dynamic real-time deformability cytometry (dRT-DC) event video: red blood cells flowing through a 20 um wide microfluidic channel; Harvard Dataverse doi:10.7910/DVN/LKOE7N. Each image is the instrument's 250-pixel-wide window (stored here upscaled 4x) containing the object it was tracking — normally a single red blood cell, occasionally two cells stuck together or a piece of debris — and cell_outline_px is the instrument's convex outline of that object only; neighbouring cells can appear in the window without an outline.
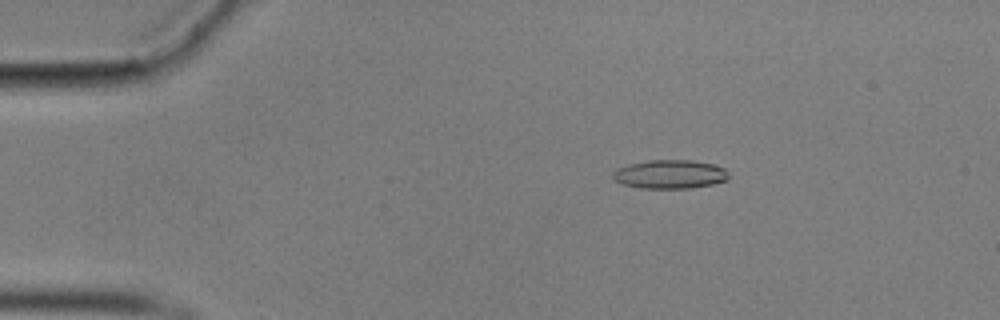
{"species": "common noctule bat (a hibernating species)", "species_latin": "Nyctalus noctula", "temperature_condition": "cold", "stored_images_in_passage": 57, "camera_frame_rate_fps": 3000, "um_per_image_px": 0.085, "animal": {"sex": "male", "body_mass_g": 17.9}, "frame": {"image": 1, "passage_image": 10, "time_ms": 3.0, "image_size_px": [1000, 320], "cell_outline_px": [[728, 180], [712, 184], [688, 188], [640, 188], [624, 184], [616, 180], [612, 176], [612, 172], [616, 168], [628, 164], [648, 160], [692, 160], [716, 164], [724, 168], [728, 172]], "centroid_in_image_um": [56.95, 14.8], "position_along_channel_um": 28.0, "area_um2": 19.48}}
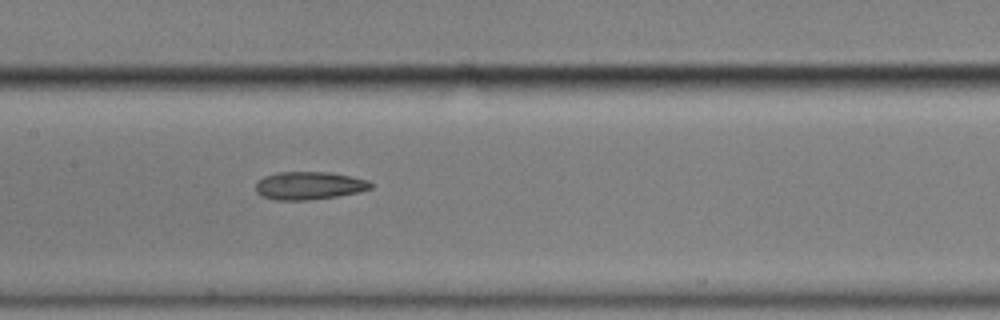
{"frame": {"image": 2, "passage_image": 28, "time_ms": 9.0, "image_size_px": [1000, 320], "cell_outline_px": [[372, 188], [360, 192], [336, 196], [308, 200], [276, 200], [260, 196], [256, 192], [256, 184], [264, 176], [276, 172], [328, 172], [352, 176], [368, 180], [372, 184]], "centroid_in_image_um": [26.27, 15.77], "position_along_channel_um": 181.1, "area_um2": 18.79}}
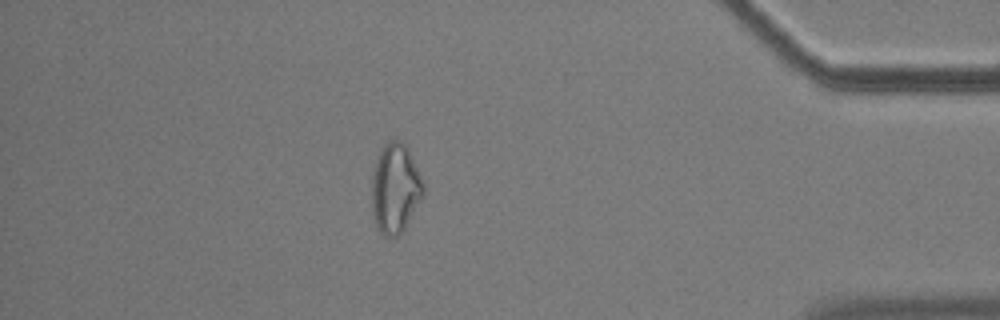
{"frame": {"image": 3, "passage_image": 50, "time_ms": 16.333, "image_size_px": [1000, 320], "cell_outline_px": [[424, 196], [400, 236], [388, 240], [380, 232], [376, 224], [372, 212], [372, 172], [376, 160], [384, 144], [388, 140], [400, 140], [408, 148], [424, 184]], "centroid_in_image_um": [33.6, 16.06], "position_along_channel_um": 401.6, "area_um2": 27.28}, "authors_computed_cell_mechanics": {"area_um2": 19.074, "velocity_mm_per_s": 3.5312, "shape_relaxation_time_tau1_ms": null, "shape_relaxation_time_tau2_ms": 3.81, "deformation_change_tau1": null, "deformation_change_tau2": 0.1362}}